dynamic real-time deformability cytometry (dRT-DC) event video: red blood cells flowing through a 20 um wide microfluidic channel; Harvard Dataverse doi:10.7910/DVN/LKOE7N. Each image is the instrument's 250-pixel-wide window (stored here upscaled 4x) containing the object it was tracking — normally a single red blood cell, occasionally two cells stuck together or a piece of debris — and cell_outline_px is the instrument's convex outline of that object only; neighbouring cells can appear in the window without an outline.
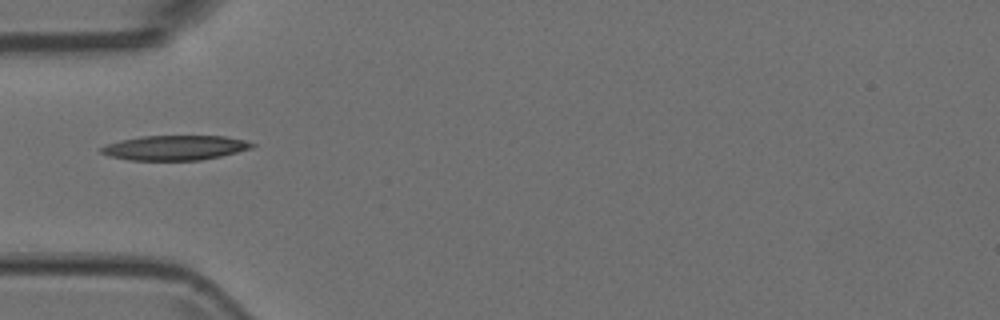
{"species": "Egyptian fruit bat (a non-hibernating species)", "species_latin": "Rousettus aegyptiacus", "temperature_condition": "room temperature", "stored_images_in_passage": 8, "camera_frame_rate_fps": 3000, "um_per_image_px": 0.085, "animal": {"sex": "female"}, "frame": {"image": 1, "passage_image": 5, "time_ms": 1.333, "image_size_px": [1000, 320], "cell_outline_px": [[256, 144], [252, 148], [220, 156], [200, 160], [128, 160], [108, 156], [100, 152], [100, 148], [108, 144], [120, 140], [140, 136], [224, 136], [244, 140]], "centroid_in_image_um": [14.85, 12.56], "position_along_channel_um": 70.2, "area_um2": 21.68}}
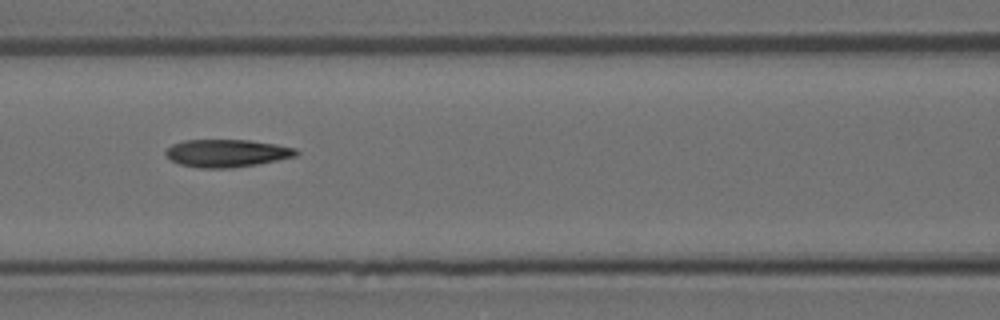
{"frame": {"image": 2, "passage_image": 7, "time_ms": 2.0, "image_size_px": [1000, 320], "cell_outline_px": [[300, 152], [296, 156], [256, 164], [232, 168], [200, 168], [180, 164], [172, 160], [164, 152], [172, 144], [184, 140], [248, 140], [276, 144], [296, 148]], "centroid_in_image_um": [19.29, 13.01], "position_along_channel_um": 147.3, "area_um2": 20.92}}
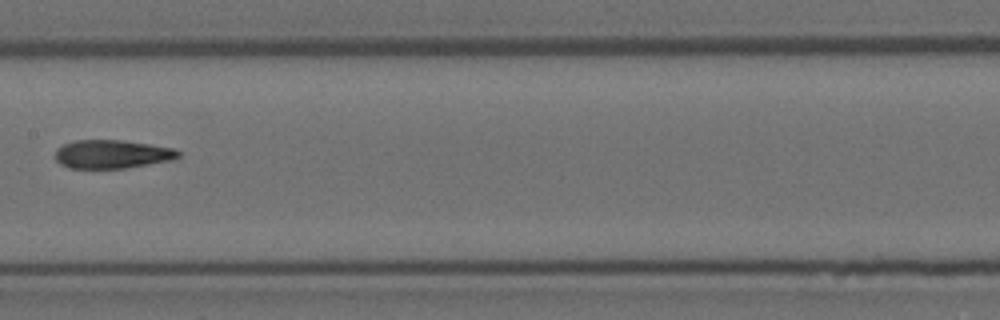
{"frame": {"image": 3, "passage_image": 8, "time_ms": 2.333, "image_size_px": [1000, 320], "cell_outline_px": [[184, 152], [180, 156], [168, 160], [148, 164], [124, 168], [68, 168], [60, 164], [52, 156], [56, 148], [64, 144], [76, 140], [120, 140], [148, 144], [172, 148]], "centroid_in_image_um": [9.46, 13.1], "position_along_channel_um": 197.9, "area_um2": 20.46}}